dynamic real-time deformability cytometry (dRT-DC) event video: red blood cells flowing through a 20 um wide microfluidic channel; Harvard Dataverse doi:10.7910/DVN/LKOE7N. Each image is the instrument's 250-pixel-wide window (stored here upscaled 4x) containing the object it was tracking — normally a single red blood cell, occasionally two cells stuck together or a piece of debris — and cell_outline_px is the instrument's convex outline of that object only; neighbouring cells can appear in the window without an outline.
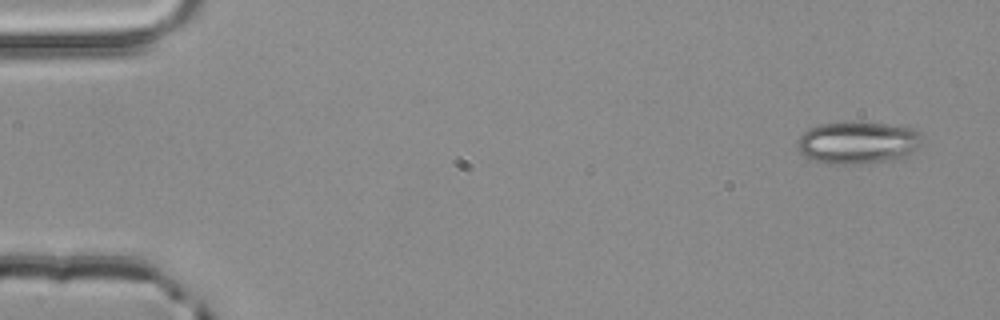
{"species": "common noctule bat (a hibernating species)", "species_latin": "Nyctalus noctula", "temperature_condition": "room temperature", "stored_images_in_passage": 3, "camera_frame_rate_fps": 3000, "um_per_image_px": 0.085, "animal": {"sex": "male", "body_mass_g": 20.4}, "frame": {"image": 1, "passage_image": 3, "time_ms": 0.667, "image_size_px": [1000, 320], "cell_outline_px": [[924, 140], [916, 148], [904, 156], [892, 160], [860, 164], [824, 164], [804, 156], [800, 152], [796, 144], [796, 140], [808, 128], [820, 124], [884, 124], [916, 128], [924, 136]], "centroid_in_image_um": [72.91, 12.15], "position_along_channel_um": 12.1, "area_um2": 30.52}}